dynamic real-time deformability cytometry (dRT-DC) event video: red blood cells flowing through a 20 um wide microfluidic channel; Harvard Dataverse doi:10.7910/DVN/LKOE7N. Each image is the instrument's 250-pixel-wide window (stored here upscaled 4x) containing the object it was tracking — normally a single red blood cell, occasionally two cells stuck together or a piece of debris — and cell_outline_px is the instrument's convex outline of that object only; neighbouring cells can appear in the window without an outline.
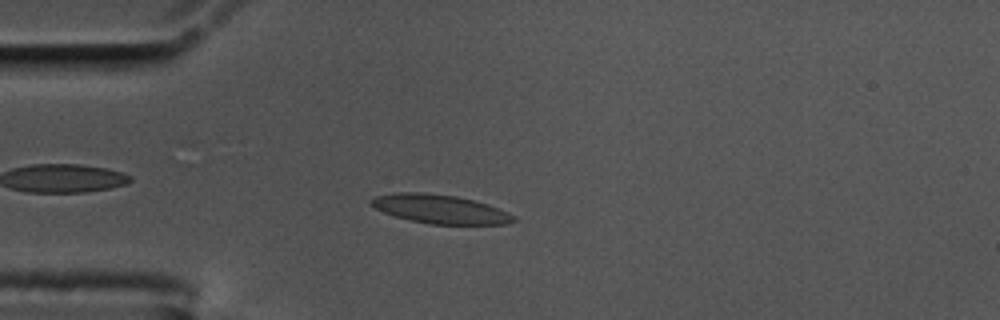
{"species": "common noctule bat (a hibernating species)", "species_latin": "Nyctalus noctula", "temperature_condition": "cold", "stored_images_in_passage": 56, "camera_frame_rate_fps": 3000, "um_per_image_px": 0.085, "animal": {"sex": "male", "body_mass_g": 17.5, "forearm_length_mm": 52.3}, "frame": {"image": 1, "passage_image": 14, "time_ms": 4.333, "image_size_px": [1000, 320], "cell_outline_px": [[516, 220], [508, 224], [428, 224], [396, 216], [384, 212], [368, 204], [368, 200], [376, 196], [392, 192], [420, 192], [456, 196], [488, 204], [508, 212], [516, 216]], "centroid_in_image_um": [37.39, 17.76], "position_along_channel_um": 47.6, "area_um2": 23.93}}
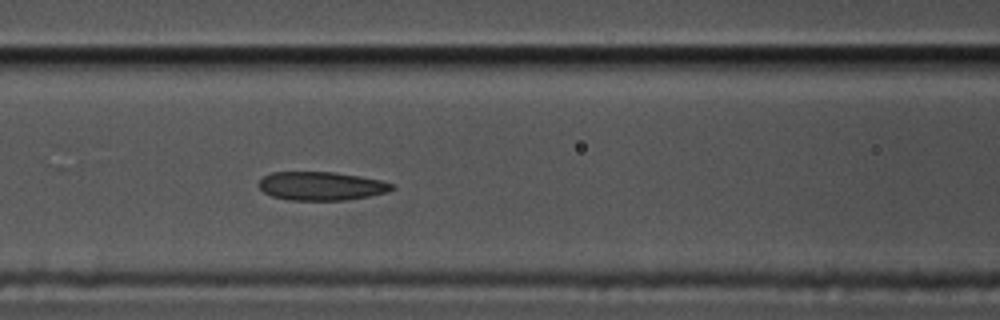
{"frame": {"image": 2, "passage_image": 23, "time_ms": 7.333, "image_size_px": [1000, 320], "cell_outline_px": [[396, 188], [384, 192], [368, 196], [344, 200], [288, 200], [272, 196], [264, 192], [260, 188], [260, 180], [264, 176], [272, 172], [336, 172], [360, 176], [380, 180], [396, 184]], "centroid_in_image_um": [27.32, 15.8], "position_along_channel_um": 139.3, "area_um2": 22.08}}
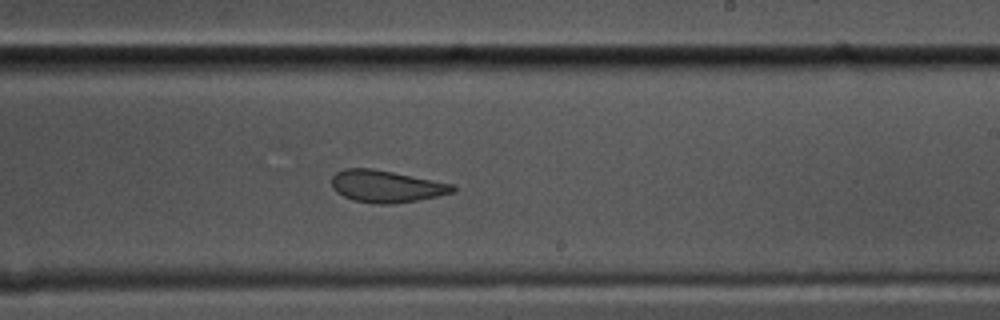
{"frame": {"image": 3, "passage_image": 33, "time_ms": 10.667, "image_size_px": [1000, 320], "cell_outline_px": [[456, 192], [416, 200], [392, 204], [376, 204], [352, 200], [336, 192], [332, 188], [332, 176], [336, 172], [344, 168], [372, 168], [452, 184], [456, 188]], "centroid_in_image_um": [32.79, 15.84], "position_along_channel_um": 256.2, "area_um2": 22.48}, "authors_computed_cell_mechanics": {"area_um2": 23.3223, "velocity_mm_per_s": 3.5173, "shape_relaxation_time_tau1_ms": null, "shape_relaxation_time_tau2_ms": 1.8497, "deformation_change_tau1": null, "deformation_change_tau2": 0.0666}}